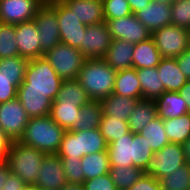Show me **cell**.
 Instances as JSON below:
<instances>
[{"instance_id":"6da1fadb","label":"cell","mask_w":190,"mask_h":190,"mask_svg":"<svg viewBox=\"0 0 190 190\" xmlns=\"http://www.w3.org/2000/svg\"><path fill=\"white\" fill-rule=\"evenodd\" d=\"M116 73L103 58H86L77 80L90 99L102 100L113 93Z\"/></svg>"},{"instance_id":"7a4b0ae2","label":"cell","mask_w":190,"mask_h":190,"mask_svg":"<svg viewBox=\"0 0 190 190\" xmlns=\"http://www.w3.org/2000/svg\"><path fill=\"white\" fill-rule=\"evenodd\" d=\"M65 130L49 115L29 118L19 142L34 147L46 154H57Z\"/></svg>"},{"instance_id":"3957f363","label":"cell","mask_w":190,"mask_h":190,"mask_svg":"<svg viewBox=\"0 0 190 190\" xmlns=\"http://www.w3.org/2000/svg\"><path fill=\"white\" fill-rule=\"evenodd\" d=\"M63 81L47 59L40 57L29 60L25 71V79L18 86L17 91L43 92L54 101Z\"/></svg>"},{"instance_id":"277c9868","label":"cell","mask_w":190,"mask_h":190,"mask_svg":"<svg viewBox=\"0 0 190 190\" xmlns=\"http://www.w3.org/2000/svg\"><path fill=\"white\" fill-rule=\"evenodd\" d=\"M45 155L34 147L13 141L7 150L6 163L11 173L18 175L25 184H35Z\"/></svg>"},{"instance_id":"5b68a950","label":"cell","mask_w":190,"mask_h":190,"mask_svg":"<svg viewBox=\"0 0 190 190\" xmlns=\"http://www.w3.org/2000/svg\"><path fill=\"white\" fill-rule=\"evenodd\" d=\"M108 143L99 128L91 130L65 131L58 151L59 156L81 159L91 153L107 151Z\"/></svg>"},{"instance_id":"8992f818","label":"cell","mask_w":190,"mask_h":190,"mask_svg":"<svg viewBox=\"0 0 190 190\" xmlns=\"http://www.w3.org/2000/svg\"><path fill=\"white\" fill-rule=\"evenodd\" d=\"M44 57L63 80H76L86 60L79 49L62 42L48 50Z\"/></svg>"},{"instance_id":"52a82bcc","label":"cell","mask_w":190,"mask_h":190,"mask_svg":"<svg viewBox=\"0 0 190 190\" xmlns=\"http://www.w3.org/2000/svg\"><path fill=\"white\" fill-rule=\"evenodd\" d=\"M161 57L176 58L190 48L189 30L174 26H164L151 35Z\"/></svg>"},{"instance_id":"ba28073f","label":"cell","mask_w":190,"mask_h":190,"mask_svg":"<svg viewBox=\"0 0 190 190\" xmlns=\"http://www.w3.org/2000/svg\"><path fill=\"white\" fill-rule=\"evenodd\" d=\"M184 164H186V160L183 145L169 143L153 154L145 174L153 176L159 181Z\"/></svg>"},{"instance_id":"9c48e42d","label":"cell","mask_w":190,"mask_h":190,"mask_svg":"<svg viewBox=\"0 0 190 190\" xmlns=\"http://www.w3.org/2000/svg\"><path fill=\"white\" fill-rule=\"evenodd\" d=\"M28 120L29 117L17 98L0 103V128L10 142L20 140Z\"/></svg>"},{"instance_id":"30bf717a","label":"cell","mask_w":190,"mask_h":190,"mask_svg":"<svg viewBox=\"0 0 190 190\" xmlns=\"http://www.w3.org/2000/svg\"><path fill=\"white\" fill-rule=\"evenodd\" d=\"M33 20L39 33L41 51L45 54L61 42L56 4L42 5Z\"/></svg>"},{"instance_id":"8fae6325","label":"cell","mask_w":190,"mask_h":190,"mask_svg":"<svg viewBox=\"0 0 190 190\" xmlns=\"http://www.w3.org/2000/svg\"><path fill=\"white\" fill-rule=\"evenodd\" d=\"M105 22L112 39H123L137 44L149 39L152 35L133 13L116 19H105Z\"/></svg>"},{"instance_id":"7c38bea8","label":"cell","mask_w":190,"mask_h":190,"mask_svg":"<svg viewBox=\"0 0 190 190\" xmlns=\"http://www.w3.org/2000/svg\"><path fill=\"white\" fill-rule=\"evenodd\" d=\"M112 42V37L105 21L86 27L80 45V52L86 58H103Z\"/></svg>"},{"instance_id":"4fadbf2b","label":"cell","mask_w":190,"mask_h":190,"mask_svg":"<svg viewBox=\"0 0 190 190\" xmlns=\"http://www.w3.org/2000/svg\"><path fill=\"white\" fill-rule=\"evenodd\" d=\"M57 19L59 22L60 40L73 48L80 50L86 25L74 15L64 3L56 4Z\"/></svg>"},{"instance_id":"5bb4252c","label":"cell","mask_w":190,"mask_h":190,"mask_svg":"<svg viewBox=\"0 0 190 190\" xmlns=\"http://www.w3.org/2000/svg\"><path fill=\"white\" fill-rule=\"evenodd\" d=\"M42 5L41 0H0V21L14 25L32 21Z\"/></svg>"},{"instance_id":"9a60e30c","label":"cell","mask_w":190,"mask_h":190,"mask_svg":"<svg viewBox=\"0 0 190 190\" xmlns=\"http://www.w3.org/2000/svg\"><path fill=\"white\" fill-rule=\"evenodd\" d=\"M67 183L59 155L46 154L40 165L35 185L42 190H60Z\"/></svg>"},{"instance_id":"2e32d148","label":"cell","mask_w":190,"mask_h":190,"mask_svg":"<svg viewBox=\"0 0 190 190\" xmlns=\"http://www.w3.org/2000/svg\"><path fill=\"white\" fill-rule=\"evenodd\" d=\"M15 32L19 56L28 60L44 57L34 20L15 24Z\"/></svg>"},{"instance_id":"e0dca14e","label":"cell","mask_w":190,"mask_h":190,"mask_svg":"<svg viewBox=\"0 0 190 190\" xmlns=\"http://www.w3.org/2000/svg\"><path fill=\"white\" fill-rule=\"evenodd\" d=\"M137 19L151 32L171 24V3L151 0L135 13Z\"/></svg>"},{"instance_id":"ac0fdd59","label":"cell","mask_w":190,"mask_h":190,"mask_svg":"<svg viewBox=\"0 0 190 190\" xmlns=\"http://www.w3.org/2000/svg\"><path fill=\"white\" fill-rule=\"evenodd\" d=\"M64 4L86 26L105 21L102 0H67Z\"/></svg>"},{"instance_id":"d6986e66","label":"cell","mask_w":190,"mask_h":190,"mask_svg":"<svg viewBox=\"0 0 190 190\" xmlns=\"http://www.w3.org/2000/svg\"><path fill=\"white\" fill-rule=\"evenodd\" d=\"M134 44L123 39H112L103 60L115 71L132 68Z\"/></svg>"},{"instance_id":"ffe728a7","label":"cell","mask_w":190,"mask_h":190,"mask_svg":"<svg viewBox=\"0 0 190 190\" xmlns=\"http://www.w3.org/2000/svg\"><path fill=\"white\" fill-rule=\"evenodd\" d=\"M157 115L162 120L180 117L188 113L185 99L179 92H163L155 100Z\"/></svg>"},{"instance_id":"44dd1931","label":"cell","mask_w":190,"mask_h":190,"mask_svg":"<svg viewBox=\"0 0 190 190\" xmlns=\"http://www.w3.org/2000/svg\"><path fill=\"white\" fill-rule=\"evenodd\" d=\"M29 118L44 117L50 114L52 100L43 92L17 91L16 97Z\"/></svg>"},{"instance_id":"7402d4cb","label":"cell","mask_w":190,"mask_h":190,"mask_svg":"<svg viewBox=\"0 0 190 190\" xmlns=\"http://www.w3.org/2000/svg\"><path fill=\"white\" fill-rule=\"evenodd\" d=\"M157 70L164 84L165 91L178 92L188 81V78L179 68L176 58L162 57Z\"/></svg>"},{"instance_id":"603a6c76","label":"cell","mask_w":190,"mask_h":190,"mask_svg":"<svg viewBox=\"0 0 190 190\" xmlns=\"http://www.w3.org/2000/svg\"><path fill=\"white\" fill-rule=\"evenodd\" d=\"M110 166H133V133L123 135L108 144Z\"/></svg>"},{"instance_id":"cb8c5ba5","label":"cell","mask_w":190,"mask_h":190,"mask_svg":"<svg viewBox=\"0 0 190 190\" xmlns=\"http://www.w3.org/2000/svg\"><path fill=\"white\" fill-rule=\"evenodd\" d=\"M137 101L138 99L136 98H130L112 93L108 97L100 100V103L103 110V115L128 121Z\"/></svg>"},{"instance_id":"d4e9b609","label":"cell","mask_w":190,"mask_h":190,"mask_svg":"<svg viewBox=\"0 0 190 190\" xmlns=\"http://www.w3.org/2000/svg\"><path fill=\"white\" fill-rule=\"evenodd\" d=\"M160 52L152 37L134 44L132 68L143 69L157 67L161 60Z\"/></svg>"},{"instance_id":"484cf974","label":"cell","mask_w":190,"mask_h":190,"mask_svg":"<svg viewBox=\"0 0 190 190\" xmlns=\"http://www.w3.org/2000/svg\"><path fill=\"white\" fill-rule=\"evenodd\" d=\"M113 94L142 99L141 86L137 77V69L129 68L117 71Z\"/></svg>"},{"instance_id":"4316f807","label":"cell","mask_w":190,"mask_h":190,"mask_svg":"<svg viewBox=\"0 0 190 190\" xmlns=\"http://www.w3.org/2000/svg\"><path fill=\"white\" fill-rule=\"evenodd\" d=\"M102 116L103 110L100 100L90 99L86 104L81 106L78 118L69 131L97 129L99 128Z\"/></svg>"},{"instance_id":"83f0119b","label":"cell","mask_w":190,"mask_h":190,"mask_svg":"<svg viewBox=\"0 0 190 190\" xmlns=\"http://www.w3.org/2000/svg\"><path fill=\"white\" fill-rule=\"evenodd\" d=\"M142 99L155 100L165 91L157 67L137 69Z\"/></svg>"},{"instance_id":"f1b7e54d","label":"cell","mask_w":190,"mask_h":190,"mask_svg":"<svg viewBox=\"0 0 190 190\" xmlns=\"http://www.w3.org/2000/svg\"><path fill=\"white\" fill-rule=\"evenodd\" d=\"M157 109L154 100H138L134 110L130 114L128 124L132 133H139L148 123L157 117Z\"/></svg>"},{"instance_id":"f546056e","label":"cell","mask_w":190,"mask_h":190,"mask_svg":"<svg viewBox=\"0 0 190 190\" xmlns=\"http://www.w3.org/2000/svg\"><path fill=\"white\" fill-rule=\"evenodd\" d=\"M82 171L84 172L85 180L97 178L98 176L109 173V155L107 151L91 153L83 156L81 159Z\"/></svg>"},{"instance_id":"4dcf8cb0","label":"cell","mask_w":190,"mask_h":190,"mask_svg":"<svg viewBox=\"0 0 190 190\" xmlns=\"http://www.w3.org/2000/svg\"><path fill=\"white\" fill-rule=\"evenodd\" d=\"M165 133L170 143L183 145L190 137V113L163 120Z\"/></svg>"},{"instance_id":"1f68e13d","label":"cell","mask_w":190,"mask_h":190,"mask_svg":"<svg viewBox=\"0 0 190 190\" xmlns=\"http://www.w3.org/2000/svg\"><path fill=\"white\" fill-rule=\"evenodd\" d=\"M90 100L78 80H64L53 102H64L81 107Z\"/></svg>"},{"instance_id":"d6a6232c","label":"cell","mask_w":190,"mask_h":190,"mask_svg":"<svg viewBox=\"0 0 190 190\" xmlns=\"http://www.w3.org/2000/svg\"><path fill=\"white\" fill-rule=\"evenodd\" d=\"M81 107L64 102H52L49 116L65 131H69L78 118Z\"/></svg>"},{"instance_id":"836d02e7","label":"cell","mask_w":190,"mask_h":190,"mask_svg":"<svg viewBox=\"0 0 190 190\" xmlns=\"http://www.w3.org/2000/svg\"><path fill=\"white\" fill-rule=\"evenodd\" d=\"M139 134L146 138L154 153L170 143L165 133L164 122L158 116L148 123Z\"/></svg>"},{"instance_id":"e575fe53","label":"cell","mask_w":190,"mask_h":190,"mask_svg":"<svg viewBox=\"0 0 190 190\" xmlns=\"http://www.w3.org/2000/svg\"><path fill=\"white\" fill-rule=\"evenodd\" d=\"M145 172L135 166H110L109 175L117 190H129Z\"/></svg>"},{"instance_id":"d590c367","label":"cell","mask_w":190,"mask_h":190,"mask_svg":"<svg viewBox=\"0 0 190 190\" xmlns=\"http://www.w3.org/2000/svg\"><path fill=\"white\" fill-rule=\"evenodd\" d=\"M163 190H190V165H181L159 180Z\"/></svg>"},{"instance_id":"8d00e7d4","label":"cell","mask_w":190,"mask_h":190,"mask_svg":"<svg viewBox=\"0 0 190 190\" xmlns=\"http://www.w3.org/2000/svg\"><path fill=\"white\" fill-rule=\"evenodd\" d=\"M99 130L108 144L130 132L128 121L106 115L102 116Z\"/></svg>"},{"instance_id":"74e56055","label":"cell","mask_w":190,"mask_h":190,"mask_svg":"<svg viewBox=\"0 0 190 190\" xmlns=\"http://www.w3.org/2000/svg\"><path fill=\"white\" fill-rule=\"evenodd\" d=\"M153 154L146 138L139 133H133V166L141 168L145 172Z\"/></svg>"},{"instance_id":"f35d334b","label":"cell","mask_w":190,"mask_h":190,"mask_svg":"<svg viewBox=\"0 0 190 190\" xmlns=\"http://www.w3.org/2000/svg\"><path fill=\"white\" fill-rule=\"evenodd\" d=\"M19 56L14 24L0 25V59Z\"/></svg>"},{"instance_id":"ab89813d","label":"cell","mask_w":190,"mask_h":190,"mask_svg":"<svg viewBox=\"0 0 190 190\" xmlns=\"http://www.w3.org/2000/svg\"><path fill=\"white\" fill-rule=\"evenodd\" d=\"M29 60L21 56L0 59V72L7 77H16L18 87L25 79V71Z\"/></svg>"},{"instance_id":"60d3db41","label":"cell","mask_w":190,"mask_h":190,"mask_svg":"<svg viewBox=\"0 0 190 190\" xmlns=\"http://www.w3.org/2000/svg\"><path fill=\"white\" fill-rule=\"evenodd\" d=\"M171 24L190 31V0L171 3Z\"/></svg>"},{"instance_id":"b9f144b4","label":"cell","mask_w":190,"mask_h":190,"mask_svg":"<svg viewBox=\"0 0 190 190\" xmlns=\"http://www.w3.org/2000/svg\"><path fill=\"white\" fill-rule=\"evenodd\" d=\"M62 161V167L66 174L68 183L83 185L85 181L80 159H73L71 156H59Z\"/></svg>"},{"instance_id":"7bdbcfd3","label":"cell","mask_w":190,"mask_h":190,"mask_svg":"<svg viewBox=\"0 0 190 190\" xmlns=\"http://www.w3.org/2000/svg\"><path fill=\"white\" fill-rule=\"evenodd\" d=\"M105 19H116L132 14L126 0H102Z\"/></svg>"},{"instance_id":"ee69618b","label":"cell","mask_w":190,"mask_h":190,"mask_svg":"<svg viewBox=\"0 0 190 190\" xmlns=\"http://www.w3.org/2000/svg\"><path fill=\"white\" fill-rule=\"evenodd\" d=\"M16 77H7L0 72V103L17 97Z\"/></svg>"},{"instance_id":"f6af8a7d","label":"cell","mask_w":190,"mask_h":190,"mask_svg":"<svg viewBox=\"0 0 190 190\" xmlns=\"http://www.w3.org/2000/svg\"><path fill=\"white\" fill-rule=\"evenodd\" d=\"M84 190H117L109 173L85 180L83 183Z\"/></svg>"},{"instance_id":"bcb514c9","label":"cell","mask_w":190,"mask_h":190,"mask_svg":"<svg viewBox=\"0 0 190 190\" xmlns=\"http://www.w3.org/2000/svg\"><path fill=\"white\" fill-rule=\"evenodd\" d=\"M129 190H163V188L155 177L144 173Z\"/></svg>"},{"instance_id":"7dc6e473","label":"cell","mask_w":190,"mask_h":190,"mask_svg":"<svg viewBox=\"0 0 190 190\" xmlns=\"http://www.w3.org/2000/svg\"><path fill=\"white\" fill-rule=\"evenodd\" d=\"M176 61L183 74L190 80V48L177 56Z\"/></svg>"},{"instance_id":"c3c4849f","label":"cell","mask_w":190,"mask_h":190,"mask_svg":"<svg viewBox=\"0 0 190 190\" xmlns=\"http://www.w3.org/2000/svg\"><path fill=\"white\" fill-rule=\"evenodd\" d=\"M25 185L26 184L23 182V180L18 175L10 173L2 190H23V187Z\"/></svg>"},{"instance_id":"681fc988","label":"cell","mask_w":190,"mask_h":190,"mask_svg":"<svg viewBox=\"0 0 190 190\" xmlns=\"http://www.w3.org/2000/svg\"><path fill=\"white\" fill-rule=\"evenodd\" d=\"M10 140L4 135L0 128V163L6 162L7 150L9 149Z\"/></svg>"},{"instance_id":"f907efd6","label":"cell","mask_w":190,"mask_h":190,"mask_svg":"<svg viewBox=\"0 0 190 190\" xmlns=\"http://www.w3.org/2000/svg\"><path fill=\"white\" fill-rule=\"evenodd\" d=\"M11 173L9 166L6 162L0 163V190H2L9 174Z\"/></svg>"},{"instance_id":"816d5d0a","label":"cell","mask_w":190,"mask_h":190,"mask_svg":"<svg viewBox=\"0 0 190 190\" xmlns=\"http://www.w3.org/2000/svg\"><path fill=\"white\" fill-rule=\"evenodd\" d=\"M186 101L188 113H190V80H188L178 91Z\"/></svg>"},{"instance_id":"f5cc1de1","label":"cell","mask_w":190,"mask_h":190,"mask_svg":"<svg viewBox=\"0 0 190 190\" xmlns=\"http://www.w3.org/2000/svg\"><path fill=\"white\" fill-rule=\"evenodd\" d=\"M151 0H133V2H129V7L131 12L135 14L141 8L146 7Z\"/></svg>"},{"instance_id":"db71d44e","label":"cell","mask_w":190,"mask_h":190,"mask_svg":"<svg viewBox=\"0 0 190 190\" xmlns=\"http://www.w3.org/2000/svg\"><path fill=\"white\" fill-rule=\"evenodd\" d=\"M183 147L186 163L190 165V137L184 142Z\"/></svg>"},{"instance_id":"11a10c76","label":"cell","mask_w":190,"mask_h":190,"mask_svg":"<svg viewBox=\"0 0 190 190\" xmlns=\"http://www.w3.org/2000/svg\"><path fill=\"white\" fill-rule=\"evenodd\" d=\"M60 190H84L83 185L75 183H67Z\"/></svg>"},{"instance_id":"9f6ffc18","label":"cell","mask_w":190,"mask_h":190,"mask_svg":"<svg viewBox=\"0 0 190 190\" xmlns=\"http://www.w3.org/2000/svg\"><path fill=\"white\" fill-rule=\"evenodd\" d=\"M67 0H41L43 5H54L57 3H64Z\"/></svg>"},{"instance_id":"6f0895ef","label":"cell","mask_w":190,"mask_h":190,"mask_svg":"<svg viewBox=\"0 0 190 190\" xmlns=\"http://www.w3.org/2000/svg\"><path fill=\"white\" fill-rule=\"evenodd\" d=\"M23 190H40V188L38 186H36L35 184H26L23 187Z\"/></svg>"},{"instance_id":"680465c9","label":"cell","mask_w":190,"mask_h":190,"mask_svg":"<svg viewBox=\"0 0 190 190\" xmlns=\"http://www.w3.org/2000/svg\"><path fill=\"white\" fill-rule=\"evenodd\" d=\"M155 1H163V2H167V3H173L174 0H155Z\"/></svg>"}]
</instances>
